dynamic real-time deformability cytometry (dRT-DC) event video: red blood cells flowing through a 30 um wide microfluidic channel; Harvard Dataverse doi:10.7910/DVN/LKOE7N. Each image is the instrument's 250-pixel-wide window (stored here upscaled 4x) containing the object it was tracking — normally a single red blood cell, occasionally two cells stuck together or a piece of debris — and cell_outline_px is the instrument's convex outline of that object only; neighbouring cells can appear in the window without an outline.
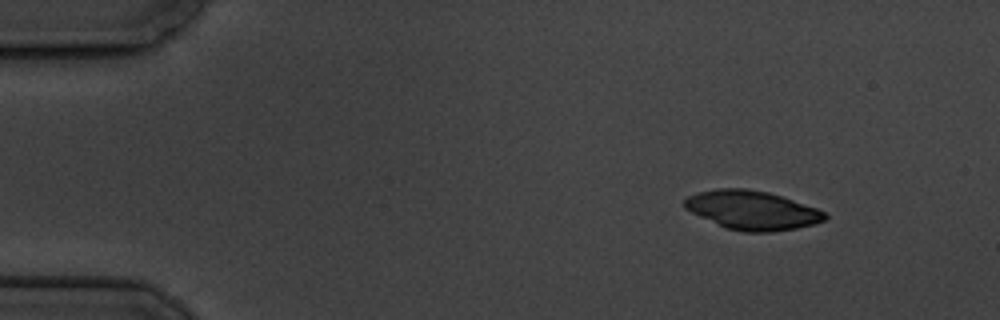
{"species": "common noctule bat (a hibernating species)", "species_latin": "Nyctalus noctula", "temperature_condition": "cold", "stored_images_in_passage": 4, "camera_frame_rate_fps": 3000, "um_per_image_px": 0.085, "animal": {"sex": "male", "body_mass_g": 19.5, "forearm_length_mm": 54.6}, "frame": {"image": 1, "passage_image": 1, "time_ms": 0.0, "image_size_px": [1000, 320], "cell_outline_px": [[828, 216], [824, 220], [812, 224], [796, 228], [772, 232], [744, 232], [724, 228], [684, 208], [684, 200], [688, 196], [696, 192], [716, 188], [748, 188], [768, 192], [816, 208], [824, 212]], "centroid_in_image_um": [63.88, 17.86], "position_along_channel_um": 21.1, "area_um2": 31.73}}